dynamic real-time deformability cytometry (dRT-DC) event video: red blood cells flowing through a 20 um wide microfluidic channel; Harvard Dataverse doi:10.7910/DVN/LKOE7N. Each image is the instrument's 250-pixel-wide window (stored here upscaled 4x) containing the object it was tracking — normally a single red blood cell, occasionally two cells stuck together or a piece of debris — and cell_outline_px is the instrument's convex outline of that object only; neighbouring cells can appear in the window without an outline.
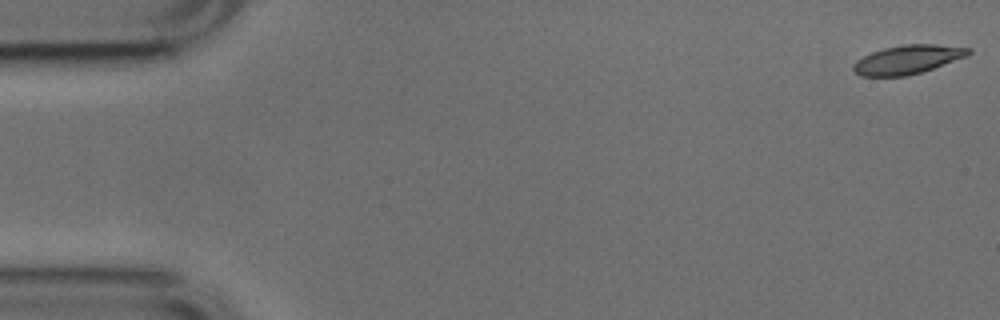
{"species": "common noctule bat (a hibernating species)", "species_latin": "Nyctalus noctula", "temperature_condition": "cold", "stored_images_in_passage": 52, "camera_frame_rate_fps": 3000, "um_per_image_px": 0.085, "animal": {"sex": "male", "body_mass_g": 17.9, "forearm_length_mm": 54.2}, "frame": {"image": 1, "passage_image": 1, "time_ms": 0.0, "image_size_px": [1000, 320], "cell_outline_px": [[972, 52], [968, 56], [908, 76], [860, 76], [852, 68], [852, 64], [856, 60], [872, 52], [884, 48], [904, 44], [936, 44], [972, 48]], "centroid_in_image_um": [77.16, 5.05], "position_along_channel_um": 7.8, "area_um2": 19.31}}
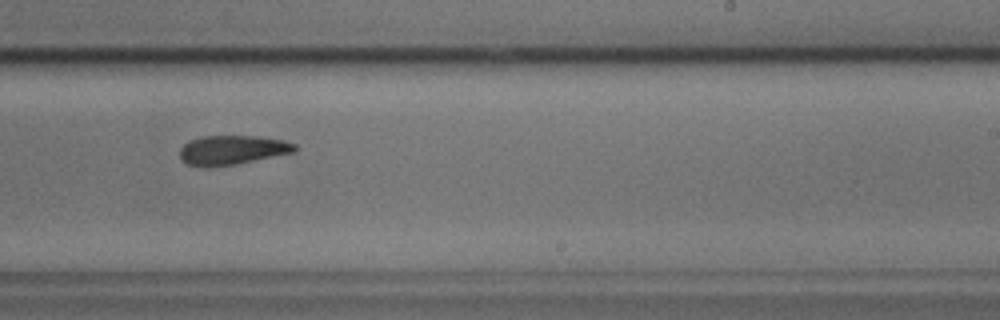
{"frame": {"image": 2, "passage_image": 32, "time_ms": 10.333, "image_size_px": [1000, 320], "cell_outline_px": [[296, 152], [232, 164], [188, 164], [180, 160], [180, 148], [188, 140], [204, 136], [256, 136], [284, 140], [296, 144]], "centroid_in_image_um": [19.77, 12.7], "position_along_channel_um": 269.2, "area_um2": 18.96}}
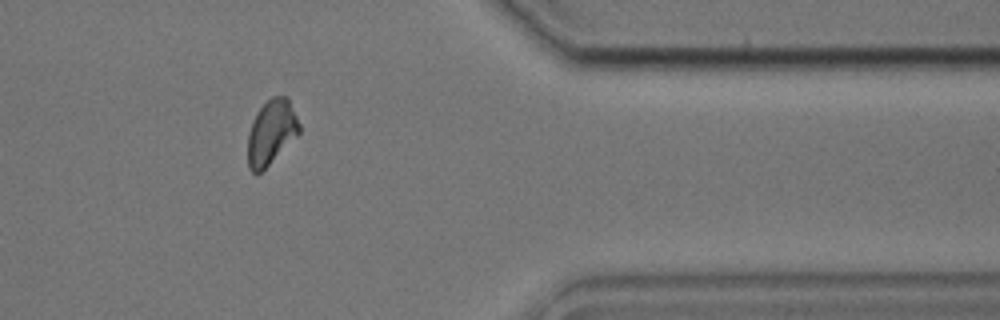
{"frame": {"image": 3, "passage_image": 43, "time_ms": 14.0, "image_size_px": [1000, 320], "cell_outline_px": [[300, 132], [256, 176], [248, 168], [248, 136], [252, 120], [256, 112], [272, 96], [288, 96], [300, 124]], "centroid_in_image_um": [23.05, 11.22], "position_along_channel_um": 388.4, "area_um2": 19.19}, "authors_computed_cell_mechanics": {"area_um2": 19.7098, "velocity_mm_per_s": 3.786, "shape_relaxation_time_tau1_ms": null, "shape_relaxation_time_tau2_ms": 5.4703, "deformation_change_tau1": null, "deformation_change_tau2": 0.1223}}